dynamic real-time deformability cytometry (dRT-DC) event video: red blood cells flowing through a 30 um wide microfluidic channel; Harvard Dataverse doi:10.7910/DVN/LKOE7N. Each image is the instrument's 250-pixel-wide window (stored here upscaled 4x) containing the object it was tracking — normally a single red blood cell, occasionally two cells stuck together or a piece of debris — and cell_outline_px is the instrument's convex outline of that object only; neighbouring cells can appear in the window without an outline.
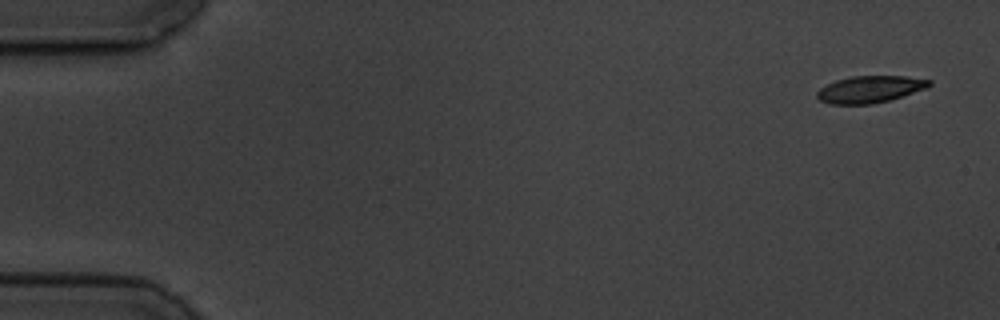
{"species": "common noctule bat (a hibernating species)", "species_latin": "Nyctalus noctula", "temperature_condition": "cold", "stored_images_in_passage": 5, "camera_frame_rate_fps": 3000, "um_per_image_px": 0.085, "animal": {"sex": "male", "body_mass_g": 19.5, "forearm_length_mm": 54.6}, "frame": {"image": 1, "passage_image": 1, "time_ms": 0.0, "image_size_px": [1000, 320], "cell_outline_px": [[932, 84], [928, 88], [888, 100], [872, 104], [828, 104], [820, 100], [816, 96], [816, 92], [820, 88], [836, 80], [852, 76], [904, 76], [932, 80]], "centroid_in_image_um": [73.95, 7.59], "position_along_channel_um": 11.1, "area_um2": 17.57}}
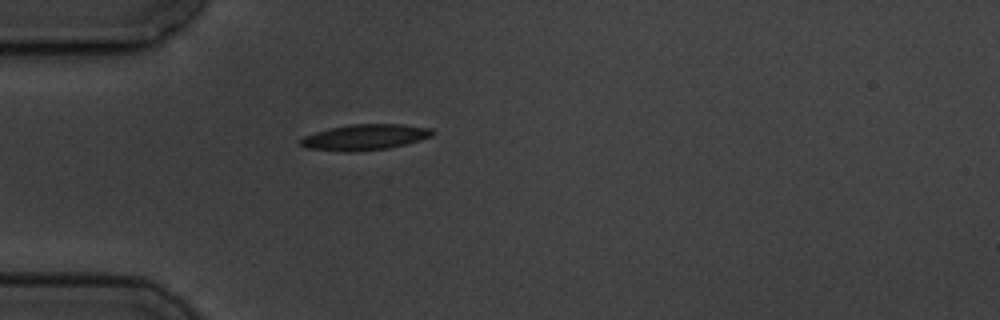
{"frame": {"image": 2, "passage_image": 5, "time_ms": 4.667, "image_size_px": [1000, 320], "cell_outline_px": [[436, 132], [420, 140], [388, 148], [348, 152], [344, 152], [304, 148], [300, 144], [300, 140], [304, 136], [328, 128], [352, 124], [404, 124], [432, 128]], "centroid_in_image_um": [30.99, 11.65], "position_along_channel_um": 54.0, "area_um2": 19.77}}